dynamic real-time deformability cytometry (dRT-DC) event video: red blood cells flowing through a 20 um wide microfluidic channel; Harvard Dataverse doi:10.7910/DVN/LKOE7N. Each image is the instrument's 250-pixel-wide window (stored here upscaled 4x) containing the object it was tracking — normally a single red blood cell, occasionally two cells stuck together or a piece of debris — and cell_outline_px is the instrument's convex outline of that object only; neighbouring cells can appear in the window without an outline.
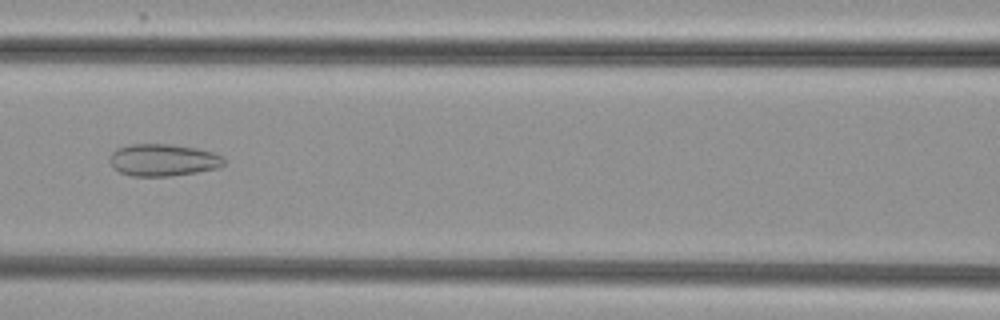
{"species": "common noctule bat (a hibernating species)", "species_latin": "Nyctalus noctula", "temperature_condition": "cold", "stored_images_in_passage": 37, "camera_frame_rate_fps": 3000, "um_per_image_px": 0.085, "animal": {"sex": "female", "body_mass_g": 29.2, "forearm_length_mm": 56.3}, "frame": {"image": 1, "passage_image": 7, "time_ms": 2.0, "image_size_px": [1000, 320], "cell_outline_px": [[224, 164], [216, 168], [196, 172], [172, 176], [132, 176], [120, 172], [112, 168], [108, 160], [108, 156], [116, 148], [128, 144], [168, 144], [196, 148], [212, 152], [224, 156]], "centroid_in_image_um": [13.8, 13.6], "position_along_channel_um": 152.8, "area_um2": 21.56}}
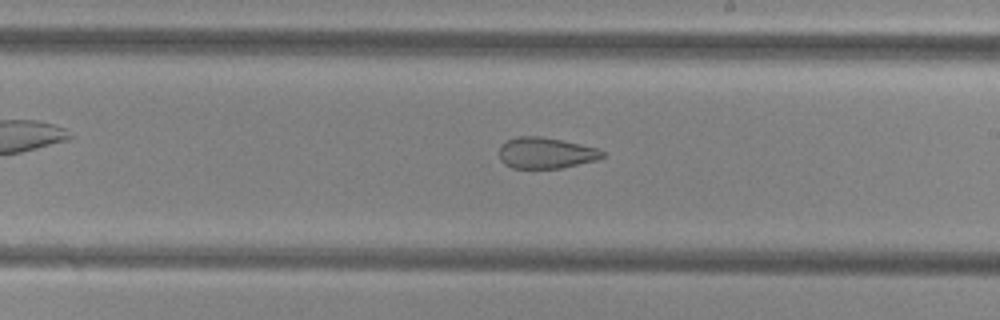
{"frame": {"image": 2, "passage_image": 14, "time_ms": 4.333, "image_size_px": [1000, 320], "cell_outline_px": [[604, 156], [596, 160], [560, 168], [512, 168], [504, 164], [500, 160], [500, 144], [516, 136], [540, 136], [580, 144], [596, 148], [604, 152]], "centroid_in_image_um": [46.35, 13.0], "position_along_channel_um": 242.6, "area_um2": 18.55}}
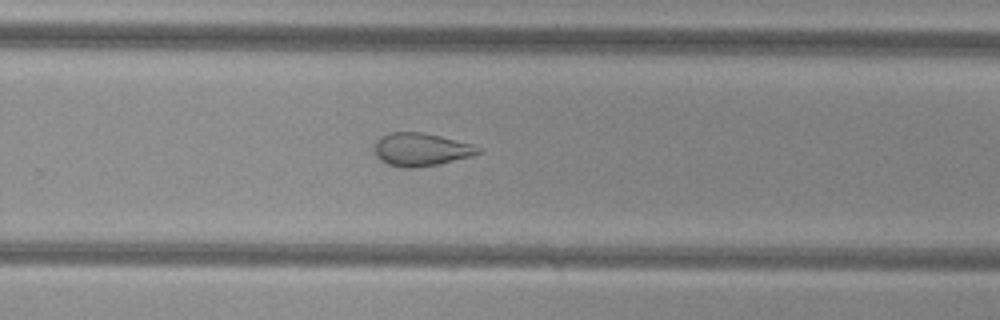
{"frame": {"image": 3, "passage_image": 18, "time_ms": 5.667, "image_size_px": [1000, 320], "cell_outline_px": [[480, 152], [472, 156], [436, 164], [412, 168], [404, 168], [388, 164], [380, 160], [376, 156], [376, 140], [380, 136], [388, 132], [424, 132], [472, 144], [480, 148]], "centroid_in_image_um": [35.76, 12.69], "position_along_channel_um": 294.0, "area_um2": 19.77}}